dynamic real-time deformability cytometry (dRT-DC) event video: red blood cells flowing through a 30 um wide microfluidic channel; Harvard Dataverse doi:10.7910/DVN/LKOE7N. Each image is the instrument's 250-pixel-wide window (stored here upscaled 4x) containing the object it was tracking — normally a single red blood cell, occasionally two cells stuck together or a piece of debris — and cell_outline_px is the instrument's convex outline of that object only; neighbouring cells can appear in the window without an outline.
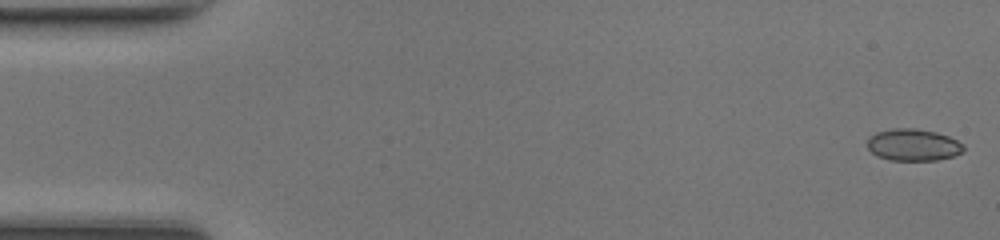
{"species": "common noctule bat (a hibernating species)", "species_latin": "Nyctalus noctula", "temperature_condition": "room temperature", "stored_images_in_passage": 48, "camera_frame_rate_fps": 3000, "um_per_image_px": 0.085, "animal": {"sex": "female", "body_mass_g": 17.0, "forearm_length_mm": 48.0}, "frame": {"image": 1, "passage_image": 1, "time_ms": 0.0, "image_size_px": [1000, 240], "cell_outline_px": [[964, 152], [952, 156], [936, 160], [888, 160], [876, 156], [868, 148], [868, 140], [876, 132], [892, 128], [916, 128], [936, 132], [948, 136], [964, 144]], "centroid_in_image_um": [77.63, 12.31], "position_along_channel_um": 7.4, "area_um2": 17.92}}
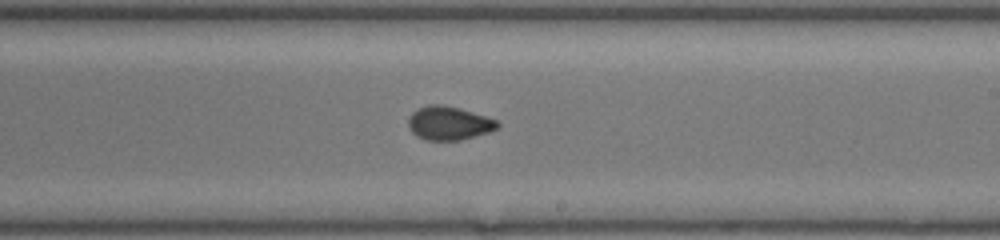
{"frame": {"image": 2, "passage_image": 28, "time_ms": 9.0, "image_size_px": [1000, 240], "cell_outline_px": [[500, 124], [496, 128], [488, 132], [460, 140], [428, 140], [416, 136], [412, 132], [408, 124], [408, 116], [416, 108], [428, 104], [444, 104], [460, 108], [496, 120]], "centroid_in_image_um": [38.1, 10.45], "position_along_channel_um": 250.9, "area_um2": 17.46}}
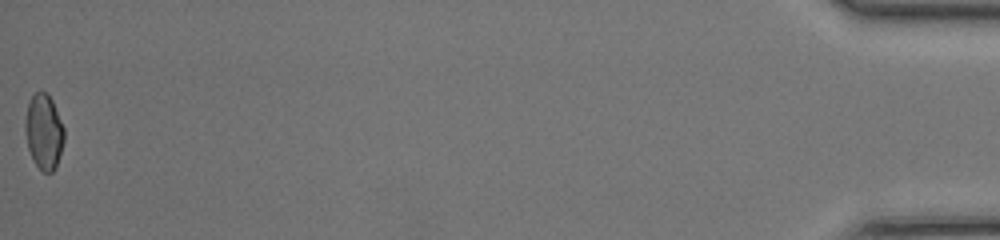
{"frame": {"image": 3, "passage_image": 48, "time_ms": 15.667, "image_size_px": [1000, 240], "cell_outline_px": [[64, 140], [56, 168], [52, 172], [44, 172], [32, 160], [28, 148], [24, 128], [24, 124], [28, 104], [32, 96], [36, 92], [44, 92], [52, 100], [64, 128]], "centroid_in_image_um": [3.72, 11.22], "position_along_channel_um": 431.5, "area_um2": 16.94}, "authors_computed_cell_mechanics": {"area_um2": 17.2822, "velocity_mm_per_s": 4.3369, "shape_relaxation_time_tau1_ms": 4.6437, "shape_relaxation_time_tau2_ms": 0.7516, "deformation_change_tau1": 0.1222, "deformation_change_tau2": 0.0402}}